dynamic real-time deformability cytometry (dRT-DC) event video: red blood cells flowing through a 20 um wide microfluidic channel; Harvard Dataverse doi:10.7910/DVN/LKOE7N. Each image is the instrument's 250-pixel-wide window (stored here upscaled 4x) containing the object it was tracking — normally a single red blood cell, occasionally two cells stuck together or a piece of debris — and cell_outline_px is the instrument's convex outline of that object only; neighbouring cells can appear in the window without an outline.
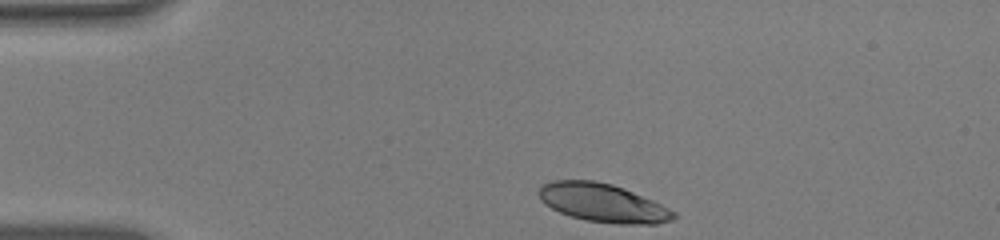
{"species": "human", "species_latin": "Homo sapiens", "temperature_condition": "warm", "stored_images_in_passage": 35, "camera_frame_rate_fps": 3000, "um_per_image_px": 0.085, "donor": {"sex": "male"}, "frame": {"image": 1, "passage_image": 1, "time_ms": 0.0, "image_size_px": [1000, 240], "cell_outline_px": [[676, 216], [672, 220], [656, 224], [616, 224], [588, 220], [572, 216], [560, 212], [544, 204], [540, 200], [536, 192], [544, 184], [552, 180], [592, 180], [612, 184], [624, 188], [652, 200], [676, 212]], "centroid_in_image_um": [51.22, 17.24], "position_along_channel_um": 33.8, "area_um2": 30.11}}
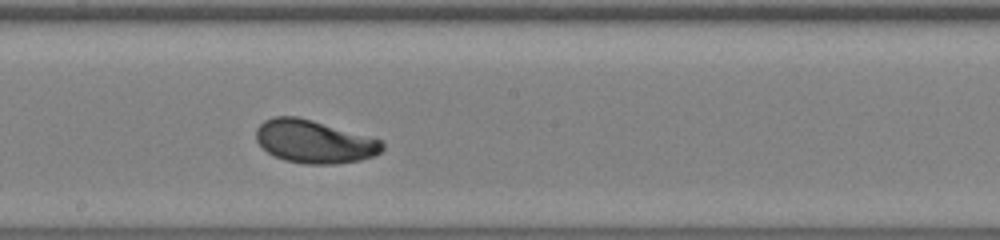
{"frame": {"image": 2, "passage_image": 20, "time_ms": 6.333, "image_size_px": [1000, 240], "cell_outline_px": [[384, 148], [380, 152], [372, 156], [360, 160], [336, 164], [304, 164], [284, 160], [272, 156], [256, 140], [256, 128], [264, 120], [272, 116], [296, 116], [312, 120], [384, 140]], "centroid_in_image_um": [26.7, 12.03], "position_along_channel_um": 221.5, "area_um2": 31.79}}
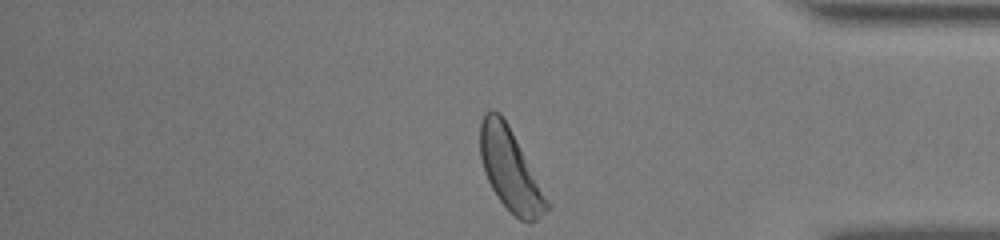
{"frame": {"image": 3, "passage_image": 35, "time_ms": 11.333, "image_size_px": [1000, 240], "cell_outline_px": [[552, 208], [536, 220], [528, 224], [520, 220], [496, 196], [484, 172], [480, 156], [480, 124], [484, 112], [488, 108], [492, 108], [500, 112], [508, 124], [552, 204]], "centroid_in_image_um": [43.39, 14.42], "position_along_channel_um": 391.8, "area_um2": 32.14}, "authors_computed_cell_mechanics": {"area_um2": 31.3276, "velocity_mm_per_s": 3.8286, "shape_relaxation_time_tau1_ms": 3.3639, "shape_relaxation_time_tau2_ms": null, "deformation_change_tau1": 0.169, "deformation_change_tau2": null}}